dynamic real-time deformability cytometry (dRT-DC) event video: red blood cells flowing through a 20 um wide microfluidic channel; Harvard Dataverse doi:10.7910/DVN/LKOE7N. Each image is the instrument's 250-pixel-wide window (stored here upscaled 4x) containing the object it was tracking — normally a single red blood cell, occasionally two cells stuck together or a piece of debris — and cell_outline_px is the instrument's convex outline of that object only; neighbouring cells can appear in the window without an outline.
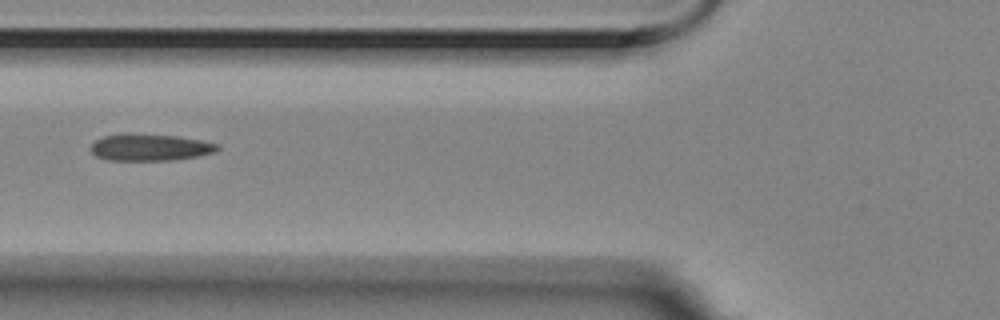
{"species": "Egyptian fruit bat (a non-hibernating species)", "species_latin": "Rousettus aegyptiacus", "temperature_condition": "room temperature", "stored_images_in_passage": 3, "camera_frame_rate_fps": 3000, "um_per_image_px": 0.085, "animal": {"sex": "female"}, "frame": {"image": 1, "passage_image": 3, "time_ms": 0.667, "image_size_px": [1000, 320], "cell_outline_px": [[220, 148], [216, 152], [196, 156], [172, 160], [108, 160], [96, 156], [92, 152], [92, 144], [96, 140], [104, 136], [120, 132], [132, 132], [180, 136], [204, 140], [220, 144]], "centroid_in_image_um": [12.78, 12.49], "position_along_channel_um": 113.0, "area_um2": 20.29}}